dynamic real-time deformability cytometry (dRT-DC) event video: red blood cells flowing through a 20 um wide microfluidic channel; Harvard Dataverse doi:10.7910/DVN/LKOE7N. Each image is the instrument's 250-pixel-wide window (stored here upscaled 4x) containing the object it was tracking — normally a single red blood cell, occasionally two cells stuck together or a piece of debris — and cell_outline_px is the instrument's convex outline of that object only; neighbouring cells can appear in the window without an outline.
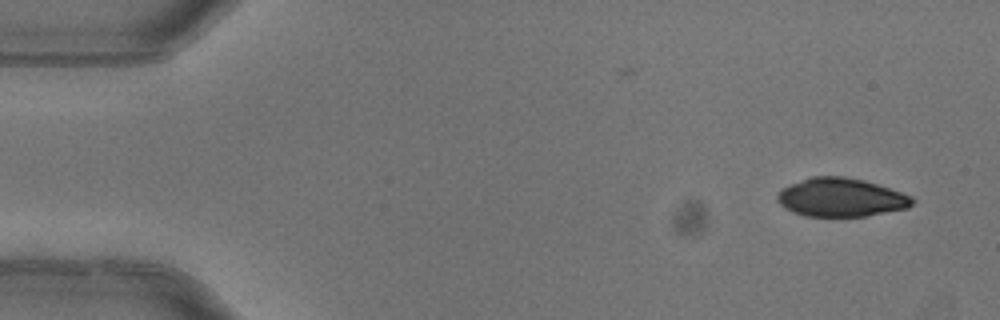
{"species": "common noctule bat (a hibernating species)", "species_latin": "Nyctalus noctula", "temperature_condition": "warm", "stored_images_in_passage": 3, "camera_frame_rate_fps": 3000, "um_per_image_px": 0.085, "animal": {"sex": "female"}, "frame": {"image": 1, "passage_image": 3, "time_ms": 0.667, "image_size_px": [1000, 320], "cell_outline_px": [[916, 200], [908, 208], [864, 216], [808, 216], [792, 212], [784, 208], [776, 200], [776, 196], [780, 188], [812, 176], [844, 176], [864, 180], [912, 196]], "centroid_in_image_um": [71.45, 16.78], "position_along_channel_um": 13.6, "area_um2": 30.29}}